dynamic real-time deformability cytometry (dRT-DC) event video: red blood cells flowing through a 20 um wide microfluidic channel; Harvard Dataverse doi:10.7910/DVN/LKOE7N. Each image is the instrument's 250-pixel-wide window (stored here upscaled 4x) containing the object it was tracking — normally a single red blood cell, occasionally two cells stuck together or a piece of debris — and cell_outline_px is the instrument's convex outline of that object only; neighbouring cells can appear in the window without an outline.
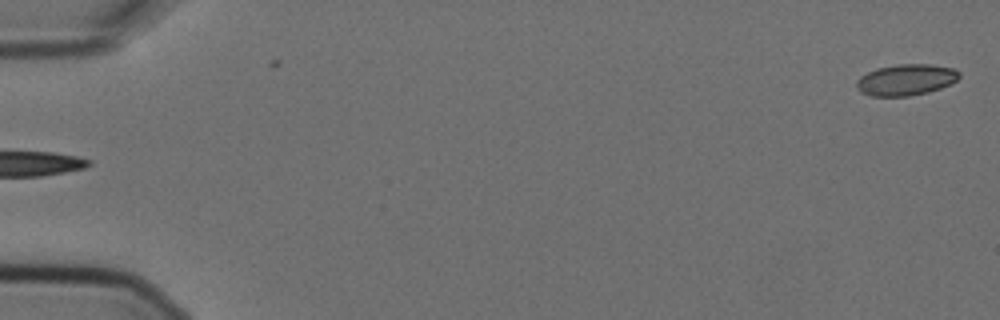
{"species": "Egyptian fruit bat (a non-hibernating species)", "species_latin": "Rousettus aegyptiacus", "temperature_condition": "cold", "stored_images_in_passage": 5, "segment_of_instrument_passage": [2, 2], "camera_frame_rate_fps": 3000, "um_per_image_px": 0.085, "animal": {"sex": "female"}, "frame": {"image": 1, "passage_image": 5, "time_ms": 1.333, "image_size_px": [1000, 320], "cell_outline_px": [[960, 76], [956, 80], [940, 88], [928, 92], [908, 96], [872, 96], [860, 92], [856, 88], [856, 80], [860, 76], [876, 68], [900, 64], [932, 64], [952, 68], [960, 72]], "centroid_in_image_um": [76.98, 6.78], "position_along_channel_um": 8.0, "area_um2": 18.67}}